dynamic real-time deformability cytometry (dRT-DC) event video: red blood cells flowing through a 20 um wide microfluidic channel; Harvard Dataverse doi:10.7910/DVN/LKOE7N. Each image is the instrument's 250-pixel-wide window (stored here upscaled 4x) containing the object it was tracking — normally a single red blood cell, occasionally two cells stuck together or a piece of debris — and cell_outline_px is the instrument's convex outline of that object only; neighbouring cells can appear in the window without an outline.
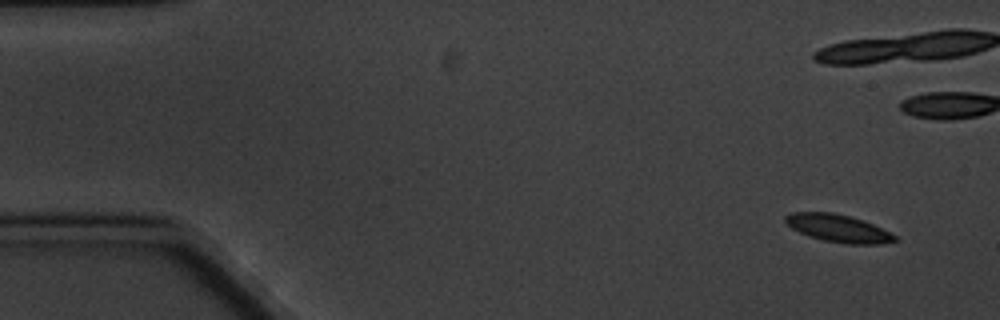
{"species": "common noctule bat (a hibernating species)", "species_latin": "Nyctalus noctula", "temperature_condition": "cold", "stored_images_in_passage": 5, "camera_frame_rate_fps": 3000, "um_per_image_px": 0.085, "animal": {"sex": "male", "body_mass_g": 20.1, "forearm_length_mm": 53.5}, "frame": {"image": 1, "passage_image": 1, "time_ms": 0.0, "image_size_px": [1000, 320], "cell_outline_px": [[900, 240], [880, 244], [848, 244], [824, 240], [808, 236], [792, 228], [784, 220], [784, 216], [792, 212], [832, 212], [864, 220], [896, 236]], "centroid_in_image_um": [71.24, 19.4], "position_along_channel_um": 13.8, "area_um2": 17.46}}